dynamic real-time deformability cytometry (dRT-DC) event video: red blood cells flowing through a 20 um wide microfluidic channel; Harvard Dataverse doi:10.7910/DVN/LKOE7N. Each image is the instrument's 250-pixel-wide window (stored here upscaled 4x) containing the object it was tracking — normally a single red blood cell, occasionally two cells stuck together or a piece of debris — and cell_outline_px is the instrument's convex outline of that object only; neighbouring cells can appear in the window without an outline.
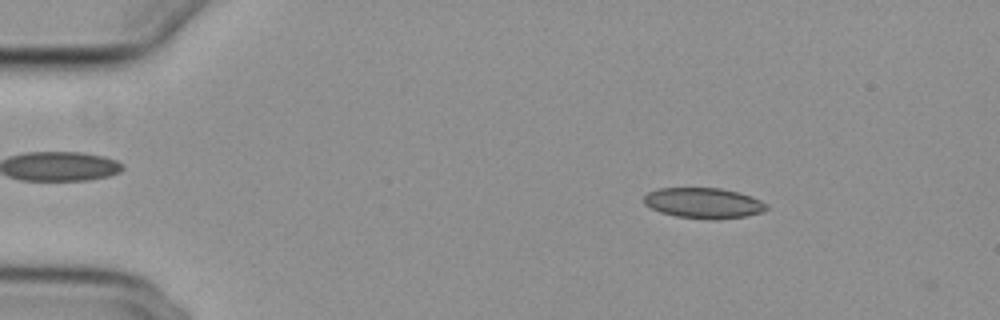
{"species": "common noctule bat (a hibernating species)", "species_latin": "Nyctalus noctula", "temperature_condition": "cold", "stored_images_in_passage": 49, "camera_frame_rate_fps": 3000, "um_per_image_px": 0.085, "animal": {"sex": "female", "body_mass_g": 29.2, "forearm_length_mm": 56.3}, "frame": {"image": 1, "passage_image": 2, "time_ms": 0.333, "image_size_px": [1000, 320], "cell_outline_px": [[768, 208], [764, 212], [744, 216], [716, 220], [712, 220], [676, 216], [660, 212], [644, 204], [644, 196], [648, 192], [656, 188], [720, 188], [752, 196], [760, 200]], "centroid_in_image_um": [59.78, 17.26], "position_along_channel_um": 25.2, "area_um2": 21.79}}
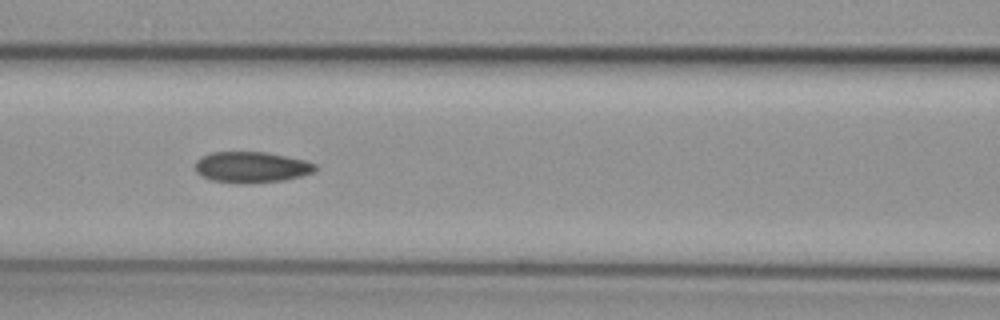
{"frame": {"image": 2, "passage_image": 18, "time_ms": 5.667, "image_size_px": [1000, 320], "cell_outline_px": [[316, 168], [312, 172], [300, 176], [284, 180], [244, 184], [240, 184], [212, 180], [200, 176], [196, 172], [196, 160], [200, 156], [212, 152], [264, 152], [304, 160], [316, 164]], "centroid_in_image_um": [21.32, 14.21], "position_along_channel_um": 145.3, "area_um2": 21.62}}
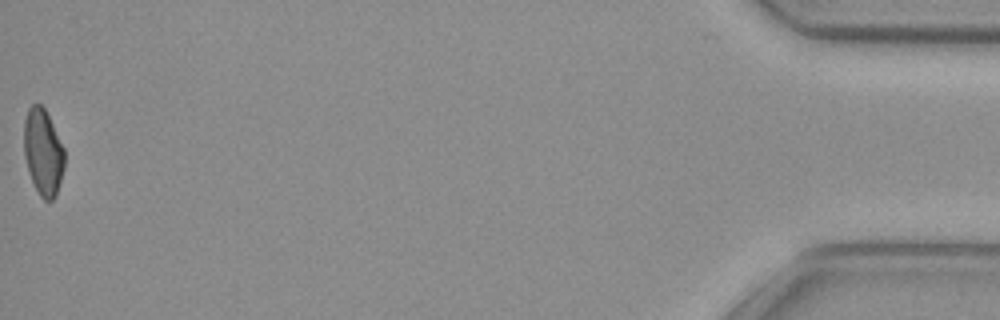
{"frame": {"image": 3, "passage_image": 49, "time_ms": 16.0, "image_size_px": [1000, 320], "cell_outline_px": [[64, 168], [56, 196], [52, 200], [44, 200], [40, 196], [32, 180], [24, 156], [24, 120], [28, 108], [32, 104], [40, 104], [44, 108], [64, 148]], "centroid_in_image_um": [3.66, 12.93], "position_along_channel_um": 431.5, "area_um2": 20.17}, "authors_computed_cell_mechanics": {"area_um2": 21.5594, "velocity_mm_per_s": 3.7282, "shape_relaxation_time_tau1_ms": null, "shape_relaxation_time_tau2_ms": 4.4212, "deformation_change_tau1": null, "deformation_change_tau2": 0.0904}}